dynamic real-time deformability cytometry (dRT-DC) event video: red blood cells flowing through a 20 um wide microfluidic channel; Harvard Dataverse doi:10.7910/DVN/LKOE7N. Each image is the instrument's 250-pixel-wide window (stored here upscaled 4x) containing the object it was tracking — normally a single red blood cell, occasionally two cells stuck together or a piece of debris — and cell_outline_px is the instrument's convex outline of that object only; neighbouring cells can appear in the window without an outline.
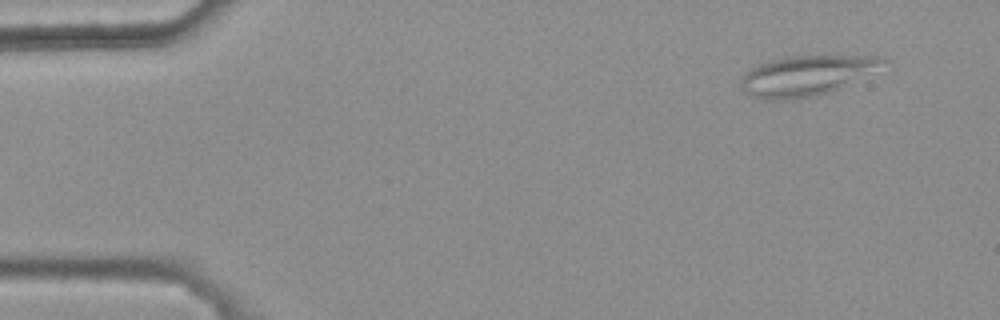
{"species": "common noctule bat (a hibernating species)", "species_latin": "Nyctalus noctula", "temperature_condition": "warm", "stored_images_in_passage": 4, "camera_frame_rate_fps": 3000, "um_per_image_px": 0.085, "animal": {"sex": "female", "body_mass_g": 25.1}, "frame": {"image": 1, "passage_image": 1, "time_ms": 0.0, "image_size_px": [1000, 320], "cell_outline_px": [[888, 60], [840, 88], [816, 96], [784, 100], [768, 100], [748, 96], [740, 88], [740, 84], [744, 76], [752, 68], [768, 60], [788, 56], [884, 56]], "centroid_in_image_um": [68.44, 6.43], "position_along_channel_um": 16.6, "area_um2": 32.54}}